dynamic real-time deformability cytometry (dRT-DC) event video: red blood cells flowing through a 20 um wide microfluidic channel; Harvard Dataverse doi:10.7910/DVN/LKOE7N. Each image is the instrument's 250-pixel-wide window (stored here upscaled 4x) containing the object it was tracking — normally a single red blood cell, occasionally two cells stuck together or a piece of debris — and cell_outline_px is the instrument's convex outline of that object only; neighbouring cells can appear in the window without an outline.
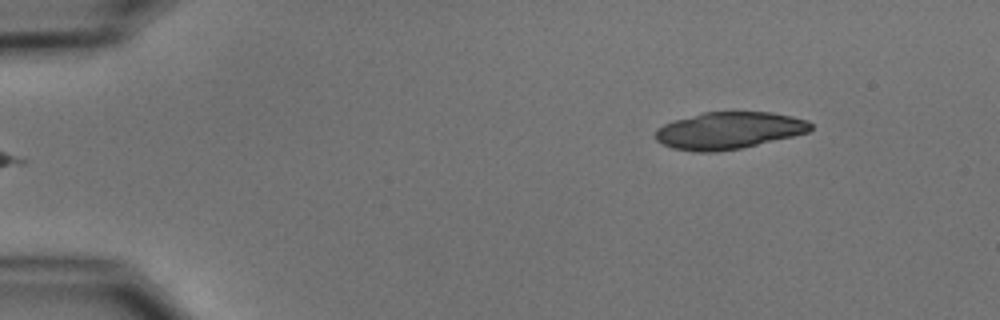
{"species": "common noctule bat (a hibernating species)", "species_latin": "Nyctalus noctula", "temperature_condition": "cold", "stored_images_in_passage": 5, "segment_of_instrument_passage": [2, 2], "camera_frame_rate_fps": 3000, "um_per_image_px": 0.085, "animal": {"sex": "male", "body_mass_g": 15.6}, "frame": {"image": 1, "passage_image": 5, "time_ms": 5.667, "image_size_px": [1000, 320], "cell_outline_px": [[812, 128], [808, 132], [792, 136], [740, 148], [716, 152], [692, 152], [672, 148], [660, 144], [656, 140], [656, 128], [664, 124], [676, 120], [704, 112], [772, 112], [792, 116], [808, 120], [812, 124]], "centroid_in_image_um": [61.93, 11.1], "position_along_channel_um": 23.1, "area_um2": 33.41}}